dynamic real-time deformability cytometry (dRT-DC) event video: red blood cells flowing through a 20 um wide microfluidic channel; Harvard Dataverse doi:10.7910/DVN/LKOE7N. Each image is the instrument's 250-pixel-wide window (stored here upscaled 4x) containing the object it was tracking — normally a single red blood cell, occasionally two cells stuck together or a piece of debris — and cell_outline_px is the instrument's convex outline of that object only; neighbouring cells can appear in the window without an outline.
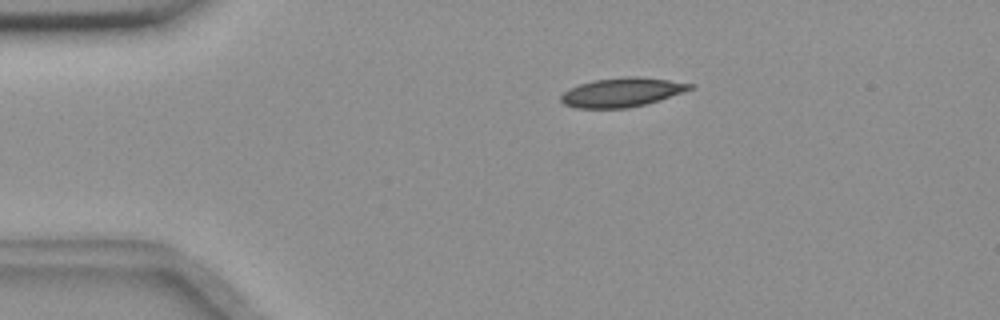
{"species": "common noctule bat (a hibernating species)", "species_latin": "Nyctalus noctula", "temperature_condition": "room temperature", "stored_images_in_passage": 49, "camera_frame_rate_fps": 3000, "um_per_image_px": 0.085, "animal": {"sex": "female", "body_mass_g": 18.4}, "frame": {"image": 1, "passage_image": 4, "time_ms": 1.0, "image_size_px": [1000, 320], "cell_outline_px": [[692, 88], [684, 92], [660, 100], [628, 108], [576, 108], [564, 104], [560, 100], [560, 96], [568, 88], [592, 80], [628, 76], [636, 76], [668, 80], [692, 84]], "centroid_in_image_um": [52.82, 7.85], "position_along_channel_um": 32.2, "area_um2": 21.79}}
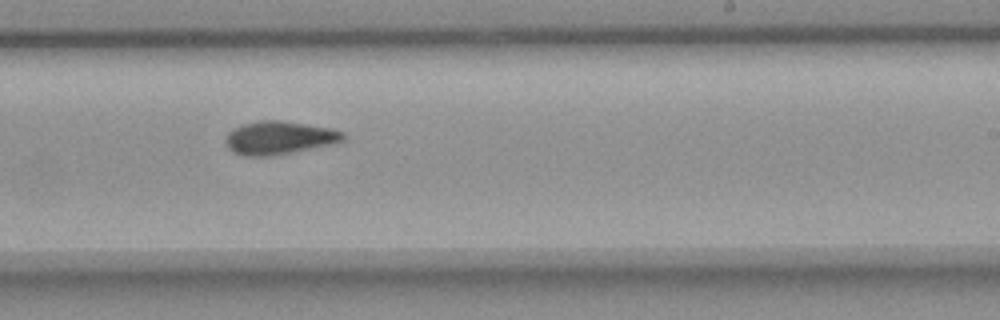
{"frame": {"image": 2, "passage_image": 27, "time_ms": 8.667, "image_size_px": [1000, 320], "cell_outline_px": [[344, 140], [336, 144], [292, 152], [268, 156], [244, 156], [228, 148], [224, 140], [228, 132], [232, 128], [240, 124], [260, 120], [280, 120], [332, 128], [344, 132]], "centroid_in_image_um": [23.73, 11.7], "position_along_channel_um": 265.3, "area_um2": 22.95}}
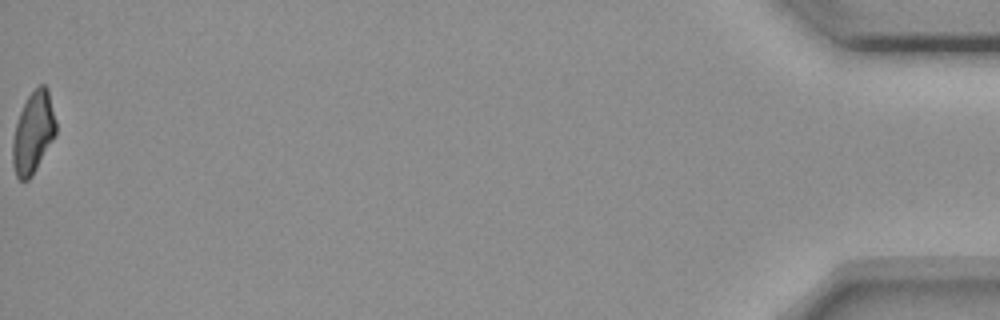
{"frame": {"image": 3, "passage_image": 49, "time_ms": 16.0, "image_size_px": [1000, 320], "cell_outline_px": [[56, 136], [32, 176], [28, 180], [20, 180], [16, 176], [12, 164], [12, 140], [16, 124], [20, 112], [28, 96], [40, 84], [44, 84], [48, 88], [56, 120]], "centroid_in_image_um": [2.83, 11.29], "position_along_channel_um": 432.4, "area_um2": 20.69}, "authors_computed_cell_mechanics": {"area_um2": 22.0796, "velocity_mm_per_s": 3.6493, "shape_relaxation_time_tau1_ms": 5.628, "shape_relaxation_time_tau2_ms": 7.1859, "deformation_change_tau1": 0.1395, "deformation_change_tau2": 0.1322}}